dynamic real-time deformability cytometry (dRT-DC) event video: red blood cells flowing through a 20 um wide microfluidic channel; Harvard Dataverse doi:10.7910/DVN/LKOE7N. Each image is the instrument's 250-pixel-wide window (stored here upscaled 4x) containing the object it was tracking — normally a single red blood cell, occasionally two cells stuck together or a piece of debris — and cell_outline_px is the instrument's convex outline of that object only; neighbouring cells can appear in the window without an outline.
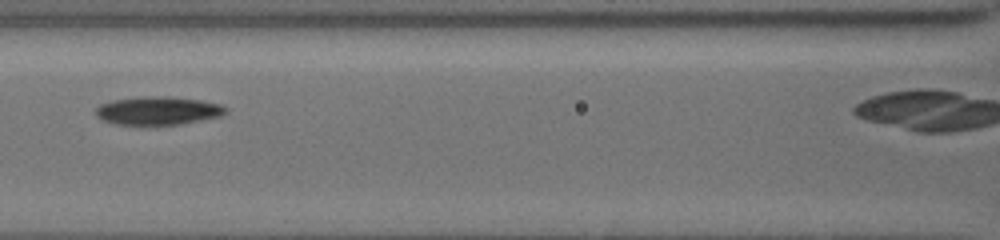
{"species": "common noctule bat (a hibernating species)", "species_latin": "Nyctalus noctula", "temperature_condition": "cold", "stored_images_in_passage": 5, "camera_frame_rate_fps": 3000, "um_per_image_px": 0.085, "animal": {"sex": "female", "body_mass_g": 19.5, "forearm_length_mm": 54.1}, "frame": {"image": 1, "passage_image": 3, "time_ms": 2.0, "image_size_px": [1000, 240], "cell_outline_px": [[228, 112], [220, 116], [180, 124], [116, 124], [104, 120], [96, 116], [96, 108], [100, 104], [112, 100], [140, 96], [172, 96], [200, 100], [220, 104], [228, 108]], "centroid_in_image_um": [13.44, 9.39], "position_along_channel_um": 153.2, "area_um2": 21.39}}